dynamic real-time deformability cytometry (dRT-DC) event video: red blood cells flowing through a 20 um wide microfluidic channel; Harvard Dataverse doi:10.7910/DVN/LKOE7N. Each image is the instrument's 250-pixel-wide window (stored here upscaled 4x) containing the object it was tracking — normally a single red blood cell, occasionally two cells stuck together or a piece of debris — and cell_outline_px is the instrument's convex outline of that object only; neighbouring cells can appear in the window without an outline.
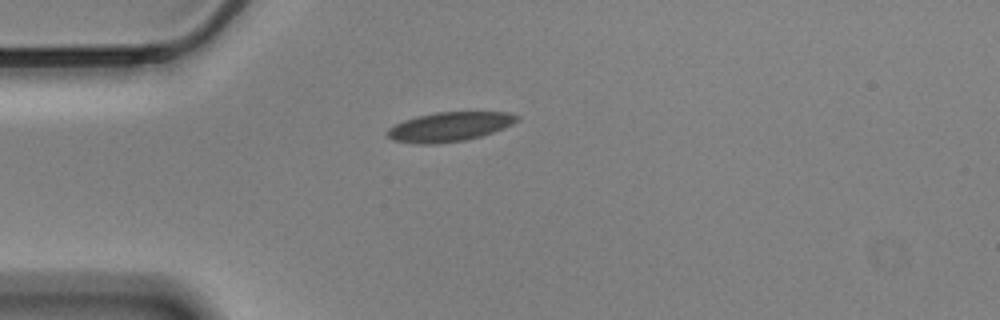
{"species": "Egyptian fruit bat (a non-hibernating species)", "species_latin": "Rousettus aegyptiacus", "temperature_condition": "cold", "stored_images_in_passage": 43, "camera_frame_rate_fps": 3000, "um_per_image_px": 0.085, "animal": {"sex": "male"}, "frame": {"image": 1, "passage_image": 1, "time_ms": 0.0, "image_size_px": [1000, 320], "cell_outline_px": [[520, 120], [504, 128], [480, 136], [464, 140], [436, 144], [420, 144], [392, 140], [388, 136], [388, 128], [404, 120], [416, 116], [436, 112], [508, 112], [520, 116]], "centroid_in_image_um": [38.22, 10.76], "position_along_channel_um": 46.8, "area_um2": 22.08}}
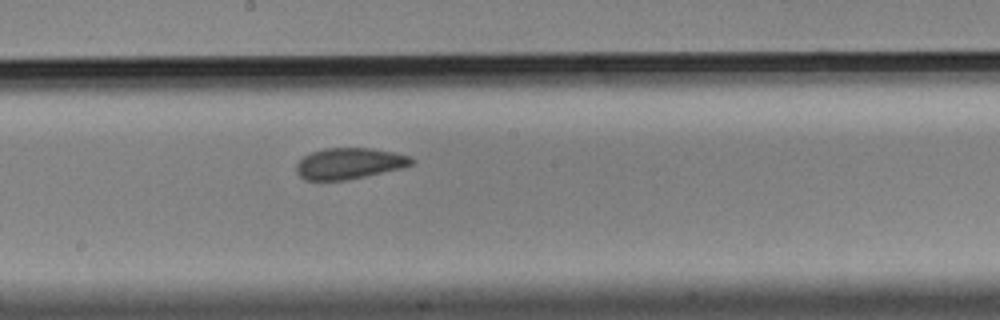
{"frame": {"image": 2, "passage_image": 17, "time_ms": 5.333, "image_size_px": [1000, 320], "cell_outline_px": [[416, 160], [412, 164], [404, 168], [348, 180], [304, 180], [296, 172], [296, 164], [304, 156], [312, 152], [324, 148], [372, 148], [392, 152], [408, 156]], "centroid_in_image_um": [29.69, 13.9], "position_along_channel_um": 218.5, "area_um2": 20.98}}
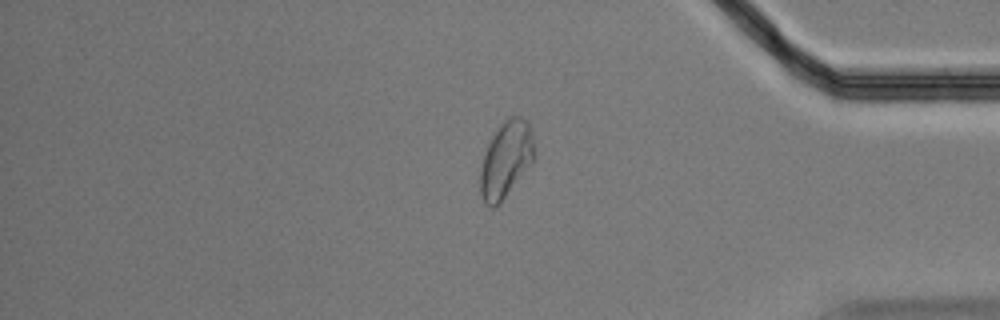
{"frame": {"image": 3, "passage_image": 34, "time_ms": 11.0, "image_size_px": [1000, 320], "cell_outline_px": [[536, 160], [496, 208], [492, 208], [484, 204], [480, 192], [480, 172], [484, 152], [492, 136], [504, 120], [508, 116], [520, 116], [528, 120], [532, 132], [536, 152]], "centroid_in_image_um": [43.04, 13.57], "position_along_channel_um": 392.2, "area_um2": 24.68}, "authors_computed_cell_mechanics": {"area_um2": 21.9062, "velocity_mm_per_s": 3.4893, "shape_relaxation_time_tau1_ms": 5.5413, "shape_relaxation_time_tau2_ms": 2.2368, "deformation_change_tau1": 0.1022, "deformation_change_tau2": 0.0562}}